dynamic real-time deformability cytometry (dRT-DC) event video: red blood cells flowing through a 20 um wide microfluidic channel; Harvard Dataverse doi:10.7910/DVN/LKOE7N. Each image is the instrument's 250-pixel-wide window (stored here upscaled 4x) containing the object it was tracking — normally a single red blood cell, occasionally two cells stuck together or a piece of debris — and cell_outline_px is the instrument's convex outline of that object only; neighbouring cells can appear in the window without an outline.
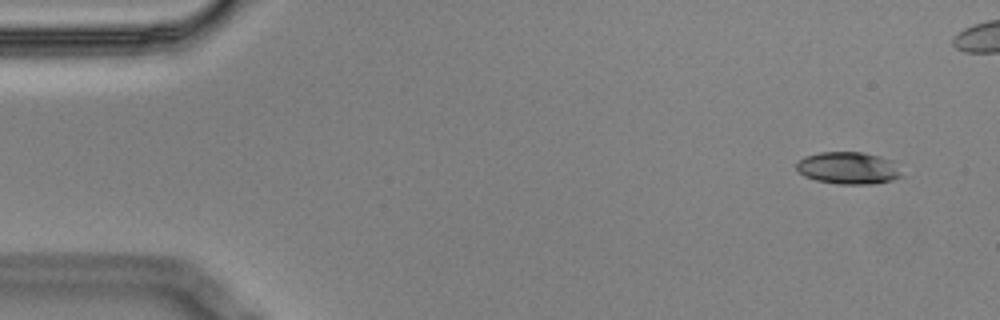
{"species": "Egyptian fruit bat (a non-hibernating species)", "species_latin": "Rousettus aegyptiacus", "temperature_condition": "cold", "stored_images_in_passage": 7, "camera_frame_rate_fps": 3000, "um_per_image_px": 0.085, "animal": {"sex": "male"}, "frame": {"image": 1, "passage_image": 1, "time_ms": 0.0, "image_size_px": [1000, 320], "cell_outline_px": [[904, 176], [892, 180], [872, 184], [836, 184], [816, 180], [804, 176], [796, 168], [796, 164], [804, 156], [820, 152], [864, 152], [880, 156], [892, 160]], "centroid_in_image_um": [72.12, 14.28], "position_along_channel_um": 12.9, "area_um2": 19.83}}
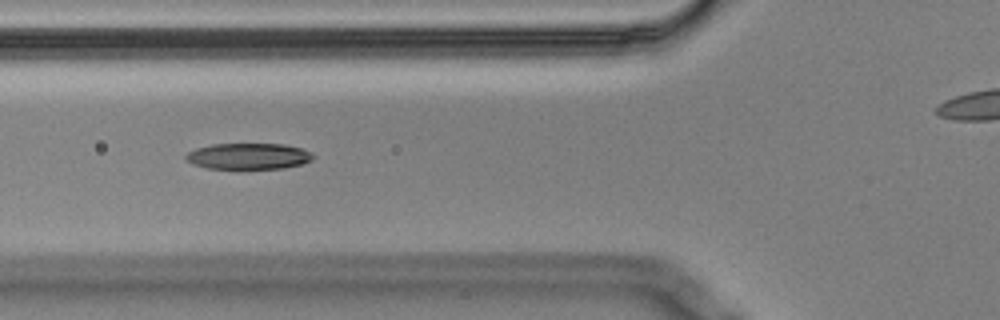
{"frame": {"image": 2, "passage_image": 6, "time_ms": 1.667, "image_size_px": [1000, 320], "cell_outline_px": [[316, 156], [312, 160], [300, 164], [284, 168], [208, 168], [192, 164], [184, 156], [188, 152], [196, 148], [212, 144], [284, 144], [300, 148], [312, 152]], "centroid_in_image_um": [21.14, 13.27], "position_along_channel_um": 104.7, "area_um2": 19.25}}